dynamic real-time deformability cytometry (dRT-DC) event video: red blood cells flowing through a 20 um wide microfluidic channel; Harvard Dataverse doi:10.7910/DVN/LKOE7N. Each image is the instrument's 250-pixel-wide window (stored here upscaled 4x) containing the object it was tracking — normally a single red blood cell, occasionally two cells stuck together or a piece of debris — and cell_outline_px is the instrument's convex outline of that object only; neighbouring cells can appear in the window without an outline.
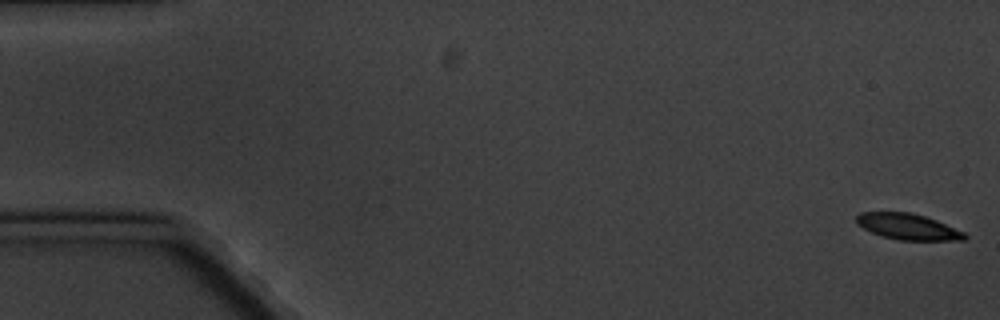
{"species": "common noctule bat (a hibernating species)", "species_latin": "Nyctalus noctula", "temperature_condition": "cold", "stored_images_in_passage": 5, "camera_frame_rate_fps": 3000, "um_per_image_px": 0.085, "animal": {"sex": "male", "body_mass_g": 20.1, "forearm_length_mm": 53.5}, "frame": {"image": 1, "passage_image": 1, "time_ms": 0.0, "image_size_px": [1000, 320], "cell_outline_px": [[968, 236], [964, 240], [900, 240], [880, 236], [856, 224], [856, 216], [860, 212], [912, 212], [936, 220], [964, 232]], "centroid_in_image_um": [77.15, 19.26], "position_along_channel_um": 7.8, "area_um2": 16.36}}
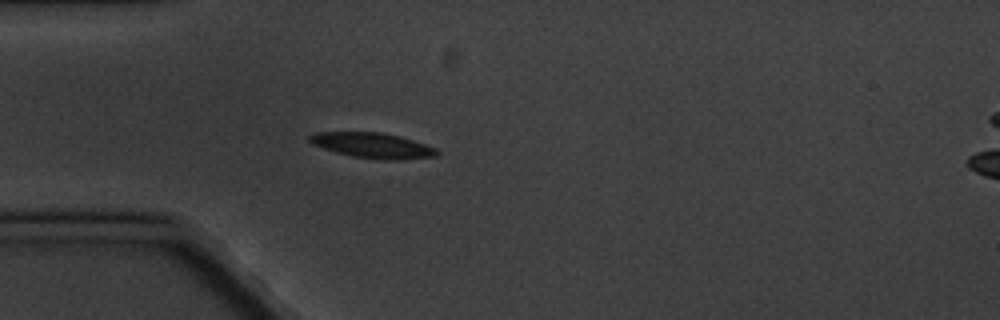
{"frame": {"image": 2, "passage_image": 5, "time_ms": 5.333, "image_size_px": [1000, 320], "cell_outline_px": [[440, 152], [436, 156], [400, 160], [384, 160], [352, 156], [336, 152], [312, 144], [308, 140], [308, 136], [316, 132], [380, 132], [412, 140], [436, 148]], "centroid_in_image_um": [31.66, 12.36], "position_along_channel_um": 53.3, "area_um2": 18.61}}